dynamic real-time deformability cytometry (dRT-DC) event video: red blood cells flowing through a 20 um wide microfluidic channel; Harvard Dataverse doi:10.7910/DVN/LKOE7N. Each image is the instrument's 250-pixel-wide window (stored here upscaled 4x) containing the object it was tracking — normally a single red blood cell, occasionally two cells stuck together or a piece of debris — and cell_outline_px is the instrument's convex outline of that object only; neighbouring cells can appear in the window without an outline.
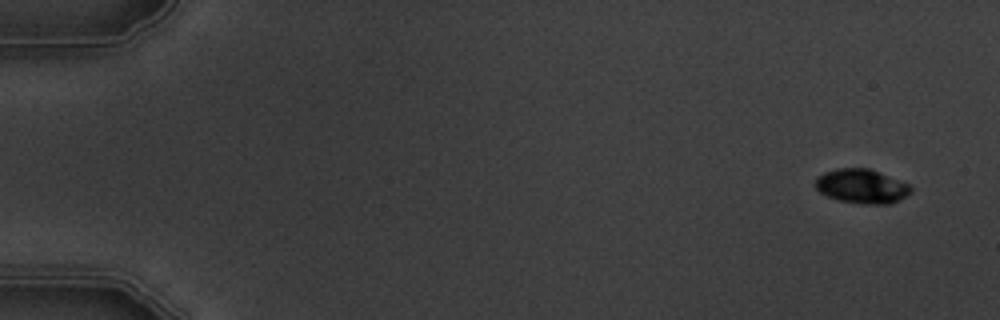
{"species": "common noctule bat (a hibernating species)", "species_latin": "Nyctalus noctula", "temperature_condition": "warm", "stored_images_in_passage": 7, "camera_frame_rate_fps": 3000, "um_per_image_px": 0.085, "animal": {"sex": "male", "body_mass_g": 19.5, "forearm_length_mm": 54.6}, "frame": {"image": 1, "passage_image": 2, "time_ms": 1.0, "image_size_px": [1000, 320], "cell_outline_px": [[912, 192], [900, 200], [892, 204], [864, 204], [840, 200], [828, 196], [820, 192], [816, 188], [816, 176], [824, 172], [836, 168], [868, 168], [908, 184], [912, 188]], "centroid_in_image_um": [73.25, 15.83], "position_along_channel_um": 11.8, "area_um2": 18.96}}
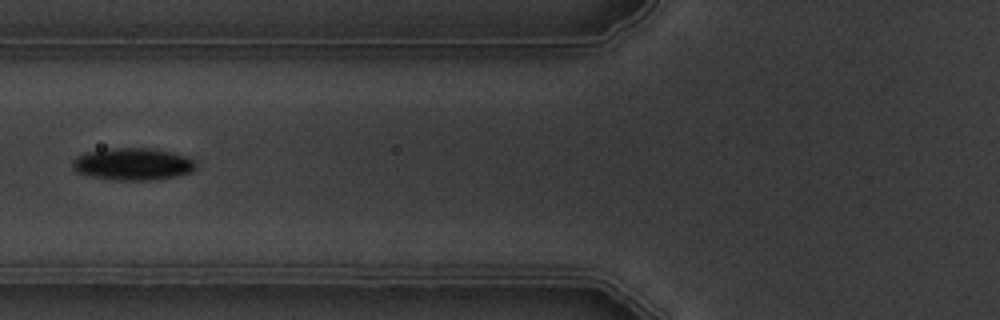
{"frame": {"image": 2, "passage_image": 7, "time_ms": 7.667, "image_size_px": [1000, 320], "cell_outline_px": [[196, 168], [192, 172], [176, 176], [144, 180], [116, 180], [92, 176], [76, 172], [72, 168], [72, 160], [76, 156], [84, 152], [108, 148], [152, 148], [172, 152], [188, 156], [196, 160]], "centroid_in_image_um": [11.29, 13.93], "position_along_channel_um": 114.5, "area_um2": 23.35}}